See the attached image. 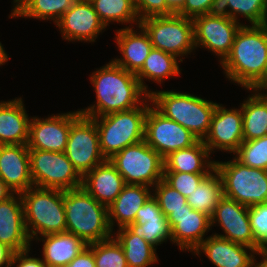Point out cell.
Returning <instances> with one entry per match:
<instances>
[{"label": "cell", "mask_w": 267, "mask_h": 267, "mask_svg": "<svg viewBox=\"0 0 267 267\" xmlns=\"http://www.w3.org/2000/svg\"><path fill=\"white\" fill-rule=\"evenodd\" d=\"M167 6L176 14L183 6L186 0H165Z\"/></svg>", "instance_id": "cell-47"}, {"label": "cell", "mask_w": 267, "mask_h": 267, "mask_svg": "<svg viewBox=\"0 0 267 267\" xmlns=\"http://www.w3.org/2000/svg\"><path fill=\"white\" fill-rule=\"evenodd\" d=\"M62 39L68 42H95L98 35L106 30L89 0H77L56 23Z\"/></svg>", "instance_id": "cell-18"}, {"label": "cell", "mask_w": 267, "mask_h": 267, "mask_svg": "<svg viewBox=\"0 0 267 267\" xmlns=\"http://www.w3.org/2000/svg\"><path fill=\"white\" fill-rule=\"evenodd\" d=\"M261 25H262V27L267 31V5H266L265 16H264V19H263Z\"/></svg>", "instance_id": "cell-51"}, {"label": "cell", "mask_w": 267, "mask_h": 267, "mask_svg": "<svg viewBox=\"0 0 267 267\" xmlns=\"http://www.w3.org/2000/svg\"><path fill=\"white\" fill-rule=\"evenodd\" d=\"M113 236L122 246L128 267H150L158 262L156 248L127 226L113 231Z\"/></svg>", "instance_id": "cell-31"}, {"label": "cell", "mask_w": 267, "mask_h": 267, "mask_svg": "<svg viewBox=\"0 0 267 267\" xmlns=\"http://www.w3.org/2000/svg\"><path fill=\"white\" fill-rule=\"evenodd\" d=\"M134 6L139 20L150 16L175 14L165 0H134Z\"/></svg>", "instance_id": "cell-41"}, {"label": "cell", "mask_w": 267, "mask_h": 267, "mask_svg": "<svg viewBox=\"0 0 267 267\" xmlns=\"http://www.w3.org/2000/svg\"><path fill=\"white\" fill-rule=\"evenodd\" d=\"M109 161L124 178L126 184L154 187L163 180V158L144 140L115 153Z\"/></svg>", "instance_id": "cell-9"}, {"label": "cell", "mask_w": 267, "mask_h": 267, "mask_svg": "<svg viewBox=\"0 0 267 267\" xmlns=\"http://www.w3.org/2000/svg\"><path fill=\"white\" fill-rule=\"evenodd\" d=\"M0 243L15 253L31 247L20 193H14L6 200L0 201Z\"/></svg>", "instance_id": "cell-20"}, {"label": "cell", "mask_w": 267, "mask_h": 267, "mask_svg": "<svg viewBox=\"0 0 267 267\" xmlns=\"http://www.w3.org/2000/svg\"><path fill=\"white\" fill-rule=\"evenodd\" d=\"M30 250L31 247L14 253L10 267H46L43 259L29 256Z\"/></svg>", "instance_id": "cell-43"}, {"label": "cell", "mask_w": 267, "mask_h": 267, "mask_svg": "<svg viewBox=\"0 0 267 267\" xmlns=\"http://www.w3.org/2000/svg\"><path fill=\"white\" fill-rule=\"evenodd\" d=\"M80 115L79 110L58 113L46 118L31 117L29 126V149L64 152L66 149L71 123Z\"/></svg>", "instance_id": "cell-14"}, {"label": "cell", "mask_w": 267, "mask_h": 267, "mask_svg": "<svg viewBox=\"0 0 267 267\" xmlns=\"http://www.w3.org/2000/svg\"><path fill=\"white\" fill-rule=\"evenodd\" d=\"M152 187L126 184L117 198L108 206V222L111 230L126 227L135 222L136 213L152 196Z\"/></svg>", "instance_id": "cell-26"}, {"label": "cell", "mask_w": 267, "mask_h": 267, "mask_svg": "<svg viewBox=\"0 0 267 267\" xmlns=\"http://www.w3.org/2000/svg\"><path fill=\"white\" fill-rule=\"evenodd\" d=\"M64 153L82 177L106 160L100 150L93 118L80 114L71 123Z\"/></svg>", "instance_id": "cell-11"}, {"label": "cell", "mask_w": 267, "mask_h": 267, "mask_svg": "<svg viewBox=\"0 0 267 267\" xmlns=\"http://www.w3.org/2000/svg\"><path fill=\"white\" fill-rule=\"evenodd\" d=\"M198 257L204 253L216 267H254L259 253L241 244L212 234L192 252ZM256 255V256H255Z\"/></svg>", "instance_id": "cell-19"}, {"label": "cell", "mask_w": 267, "mask_h": 267, "mask_svg": "<svg viewBox=\"0 0 267 267\" xmlns=\"http://www.w3.org/2000/svg\"><path fill=\"white\" fill-rule=\"evenodd\" d=\"M263 254L267 257V249L263 252Z\"/></svg>", "instance_id": "cell-52"}, {"label": "cell", "mask_w": 267, "mask_h": 267, "mask_svg": "<svg viewBox=\"0 0 267 267\" xmlns=\"http://www.w3.org/2000/svg\"><path fill=\"white\" fill-rule=\"evenodd\" d=\"M220 64L232 83L245 90L263 89L267 85V31L262 25L243 24Z\"/></svg>", "instance_id": "cell-1"}, {"label": "cell", "mask_w": 267, "mask_h": 267, "mask_svg": "<svg viewBox=\"0 0 267 267\" xmlns=\"http://www.w3.org/2000/svg\"><path fill=\"white\" fill-rule=\"evenodd\" d=\"M232 156L246 166L267 170V135L244 141Z\"/></svg>", "instance_id": "cell-37"}, {"label": "cell", "mask_w": 267, "mask_h": 267, "mask_svg": "<svg viewBox=\"0 0 267 267\" xmlns=\"http://www.w3.org/2000/svg\"><path fill=\"white\" fill-rule=\"evenodd\" d=\"M167 220L171 230L172 244L176 243L175 245L185 252H193L211 230L210 216L204 212L193 210L191 206L172 210L167 216Z\"/></svg>", "instance_id": "cell-17"}, {"label": "cell", "mask_w": 267, "mask_h": 267, "mask_svg": "<svg viewBox=\"0 0 267 267\" xmlns=\"http://www.w3.org/2000/svg\"><path fill=\"white\" fill-rule=\"evenodd\" d=\"M179 60L172 54L152 48L143 67L136 74L142 89L148 95L152 93L151 90H148V85H145V79L162 84L169 77L174 78L178 75L180 76L182 72L179 67Z\"/></svg>", "instance_id": "cell-30"}, {"label": "cell", "mask_w": 267, "mask_h": 267, "mask_svg": "<svg viewBox=\"0 0 267 267\" xmlns=\"http://www.w3.org/2000/svg\"><path fill=\"white\" fill-rule=\"evenodd\" d=\"M27 0H13V8L11 10V14H14Z\"/></svg>", "instance_id": "cell-50"}, {"label": "cell", "mask_w": 267, "mask_h": 267, "mask_svg": "<svg viewBox=\"0 0 267 267\" xmlns=\"http://www.w3.org/2000/svg\"><path fill=\"white\" fill-rule=\"evenodd\" d=\"M223 185L219 173L214 169L186 198L193 210L201 211L210 217L223 197Z\"/></svg>", "instance_id": "cell-32"}, {"label": "cell", "mask_w": 267, "mask_h": 267, "mask_svg": "<svg viewBox=\"0 0 267 267\" xmlns=\"http://www.w3.org/2000/svg\"><path fill=\"white\" fill-rule=\"evenodd\" d=\"M251 230L257 242V252L267 249V202L248 207Z\"/></svg>", "instance_id": "cell-39"}, {"label": "cell", "mask_w": 267, "mask_h": 267, "mask_svg": "<svg viewBox=\"0 0 267 267\" xmlns=\"http://www.w3.org/2000/svg\"><path fill=\"white\" fill-rule=\"evenodd\" d=\"M139 25L149 35L153 48L174 55L181 63L183 56L196 50L193 19L178 14L150 16L140 20Z\"/></svg>", "instance_id": "cell-8"}, {"label": "cell", "mask_w": 267, "mask_h": 267, "mask_svg": "<svg viewBox=\"0 0 267 267\" xmlns=\"http://www.w3.org/2000/svg\"><path fill=\"white\" fill-rule=\"evenodd\" d=\"M210 218L211 230L212 226L217 224L223 230V234L214 233L215 235L257 251V242L251 230L247 206L223 196Z\"/></svg>", "instance_id": "cell-16"}, {"label": "cell", "mask_w": 267, "mask_h": 267, "mask_svg": "<svg viewBox=\"0 0 267 267\" xmlns=\"http://www.w3.org/2000/svg\"><path fill=\"white\" fill-rule=\"evenodd\" d=\"M42 241V259L46 267H66L87 244L78 236L64 232L47 234L34 239Z\"/></svg>", "instance_id": "cell-27"}, {"label": "cell", "mask_w": 267, "mask_h": 267, "mask_svg": "<svg viewBox=\"0 0 267 267\" xmlns=\"http://www.w3.org/2000/svg\"><path fill=\"white\" fill-rule=\"evenodd\" d=\"M193 23L195 49L201 47L212 51L220 58V63L230 53L234 37L243 25L218 11L197 16Z\"/></svg>", "instance_id": "cell-12"}, {"label": "cell", "mask_w": 267, "mask_h": 267, "mask_svg": "<svg viewBox=\"0 0 267 267\" xmlns=\"http://www.w3.org/2000/svg\"><path fill=\"white\" fill-rule=\"evenodd\" d=\"M126 185L115 166L106 159L82 177V187L99 203L107 207Z\"/></svg>", "instance_id": "cell-24"}, {"label": "cell", "mask_w": 267, "mask_h": 267, "mask_svg": "<svg viewBox=\"0 0 267 267\" xmlns=\"http://www.w3.org/2000/svg\"><path fill=\"white\" fill-rule=\"evenodd\" d=\"M96 93V102L80 114L100 117L128 111L140 106L149 95L142 89L136 75L116 65L112 59L90 75Z\"/></svg>", "instance_id": "cell-2"}, {"label": "cell", "mask_w": 267, "mask_h": 267, "mask_svg": "<svg viewBox=\"0 0 267 267\" xmlns=\"http://www.w3.org/2000/svg\"><path fill=\"white\" fill-rule=\"evenodd\" d=\"M97 12L100 20L107 27L111 22L127 24L126 28L139 25V18L135 10L134 0H89ZM136 25H132V24Z\"/></svg>", "instance_id": "cell-33"}, {"label": "cell", "mask_w": 267, "mask_h": 267, "mask_svg": "<svg viewBox=\"0 0 267 267\" xmlns=\"http://www.w3.org/2000/svg\"><path fill=\"white\" fill-rule=\"evenodd\" d=\"M267 0H219L217 11L239 22L243 16L251 25H261Z\"/></svg>", "instance_id": "cell-35"}, {"label": "cell", "mask_w": 267, "mask_h": 267, "mask_svg": "<svg viewBox=\"0 0 267 267\" xmlns=\"http://www.w3.org/2000/svg\"><path fill=\"white\" fill-rule=\"evenodd\" d=\"M249 91L253 94L251 93L240 104L244 141L267 135V93H264V89H249Z\"/></svg>", "instance_id": "cell-29"}, {"label": "cell", "mask_w": 267, "mask_h": 267, "mask_svg": "<svg viewBox=\"0 0 267 267\" xmlns=\"http://www.w3.org/2000/svg\"><path fill=\"white\" fill-rule=\"evenodd\" d=\"M144 141L164 159L172 152L191 147L198 139L151 103L145 118Z\"/></svg>", "instance_id": "cell-13"}, {"label": "cell", "mask_w": 267, "mask_h": 267, "mask_svg": "<svg viewBox=\"0 0 267 267\" xmlns=\"http://www.w3.org/2000/svg\"><path fill=\"white\" fill-rule=\"evenodd\" d=\"M208 174H194L185 172H164L163 180L184 197L196 190L197 186Z\"/></svg>", "instance_id": "cell-40"}, {"label": "cell", "mask_w": 267, "mask_h": 267, "mask_svg": "<svg viewBox=\"0 0 267 267\" xmlns=\"http://www.w3.org/2000/svg\"><path fill=\"white\" fill-rule=\"evenodd\" d=\"M9 60V56L0 42V66L4 65Z\"/></svg>", "instance_id": "cell-48"}, {"label": "cell", "mask_w": 267, "mask_h": 267, "mask_svg": "<svg viewBox=\"0 0 267 267\" xmlns=\"http://www.w3.org/2000/svg\"><path fill=\"white\" fill-rule=\"evenodd\" d=\"M0 178L13 193L33 187L27 145H0Z\"/></svg>", "instance_id": "cell-21"}, {"label": "cell", "mask_w": 267, "mask_h": 267, "mask_svg": "<svg viewBox=\"0 0 267 267\" xmlns=\"http://www.w3.org/2000/svg\"><path fill=\"white\" fill-rule=\"evenodd\" d=\"M87 246L93 251L96 267H128L122 246L114 236Z\"/></svg>", "instance_id": "cell-36"}, {"label": "cell", "mask_w": 267, "mask_h": 267, "mask_svg": "<svg viewBox=\"0 0 267 267\" xmlns=\"http://www.w3.org/2000/svg\"><path fill=\"white\" fill-rule=\"evenodd\" d=\"M14 193L12 190L5 184V182L0 178V201L6 200Z\"/></svg>", "instance_id": "cell-46"}, {"label": "cell", "mask_w": 267, "mask_h": 267, "mask_svg": "<svg viewBox=\"0 0 267 267\" xmlns=\"http://www.w3.org/2000/svg\"><path fill=\"white\" fill-rule=\"evenodd\" d=\"M148 97L140 106L116 113L93 118L99 136V146L105 159L127 146L144 140L145 118L151 105Z\"/></svg>", "instance_id": "cell-5"}, {"label": "cell", "mask_w": 267, "mask_h": 267, "mask_svg": "<svg viewBox=\"0 0 267 267\" xmlns=\"http://www.w3.org/2000/svg\"><path fill=\"white\" fill-rule=\"evenodd\" d=\"M29 156L35 187L63 191L82 187V176L64 152L29 149Z\"/></svg>", "instance_id": "cell-10"}, {"label": "cell", "mask_w": 267, "mask_h": 267, "mask_svg": "<svg viewBox=\"0 0 267 267\" xmlns=\"http://www.w3.org/2000/svg\"><path fill=\"white\" fill-rule=\"evenodd\" d=\"M219 0H186L176 13L190 19L217 11Z\"/></svg>", "instance_id": "cell-42"}, {"label": "cell", "mask_w": 267, "mask_h": 267, "mask_svg": "<svg viewBox=\"0 0 267 267\" xmlns=\"http://www.w3.org/2000/svg\"><path fill=\"white\" fill-rule=\"evenodd\" d=\"M202 140L191 147L170 153L163 159L164 172L209 174L215 169V160Z\"/></svg>", "instance_id": "cell-28"}, {"label": "cell", "mask_w": 267, "mask_h": 267, "mask_svg": "<svg viewBox=\"0 0 267 267\" xmlns=\"http://www.w3.org/2000/svg\"><path fill=\"white\" fill-rule=\"evenodd\" d=\"M66 232L87 245L113 236L108 222V207L99 203L83 187L62 190Z\"/></svg>", "instance_id": "cell-3"}, {"label": "cell", "mask_w": 267, "mask_h": 267, "mask_svg": "<svg viewBox=\"0 0 267 267\" xmlns=\"http://www.w3.org/2000/svg\"><path fill=\"white\" fill-rule=\"evenodd\" d=\"M21 199L31 241L43 235L66 232L62 190L33 186L21 193Z\"/></svg>", "instance_id": "cell-6"}, {"label": "cell", "mask_w": 267, "mask_h": 267, "mask_svg": "<svg viewBox=\"0 0 267 267\" xmlns=\"http://www.w3.org/2000/svg\"><path fill=\"white\" fill-rule=\"evenodd\" d=\"M77 0H27L9 18H36L57 23L63 14L72 8Z\"/></svg>", "instance_id": "cell-34"}, {"label": "cell", "mask_w": 267, "mask_h": 267, "mask_svg": "<svg viewBox=\"0 0 267 267\" xmlns=\"http://www.w3.org/2000/svg\"><path fill=\"white\" fill-rule=\"evenodd\" d=\"M265 92H267V85L263 88Z\"/></svg>", "instance_id": "cell-53"}, {"label": "cell", "mask_w": 267, "mask_h": 267, "mask_svg": "<svg viewBox=\"0 0 267 267\" xmlns=\"http://www.w3.org/2000/svg\"><path fill=\"white\" fill-rule=\"evenodd\" d=\"M66 267H96L93 251L85 247Z\"/></svg>", "instance_id": "cell-44"}, {"label": "cell", "mask_w": 267, "mask_h": 267, "mask_svg": "<svg viewBox=\"0 0 267 267\" xmlns=\"http://www.w3.org/2000/svg\"><path fill=\"white\" fill-rule=\"evenodd\" d=\"M137 28L125 27L115 30V42L122 55L112 60L116 65L135 75L141 70L153 48L149 35L140 25Z\"/></svg>", "instance_id": "cell-22"}, {"label": "cell", "mask_w": 267, "mask_h": 267, "mask_svg": "<svg viewBox=\"0 0 267 267\" xmlns=\"http://www.w3.org/2000/svg\"><path fill=\"white\" fill-rule=\"evenodd\" d=\"M20 97L0 101V145H27L29 118Z\"/></svg>", "instance_id": "cell-25"}, {"label": "cell", "mask_w": 267, "mask_h": 267, "mask_svg": "<svg viewBox=\"0 0 267 267\" xmlns=\"http://www.w3.org/2000/svg\"><path fill=\"white\" fill-rule=\"evenodd\" d=\"M14 253L11 248L0 243V267H10Z\"/></svg>", "instance_id": "cell-45"}, {"label": "cell", "mask_w": 267, "mask_h": 267, "mask_svg": "<svg viewBox=\"0 0 267 267\" xmlns=\"http://www.w3.org/2000/svg\"><path fill=\"white\" fill-rule=\"evenodd\" d=\"M127 227L155 248L166 243L167 240L172 242L167 217L163 214L153 195L137 211L135 222L130 223Z\"/></svg>", "instance_id": "cell-23"}, {"label": "cell", "mask_w": 267, "mask_h": 267, "mask_svg": "<svg viewBox=\"0 0 267 267\" xmlns=\"http://www.w3.org/2000/svg\"><path fill=\"white\" fill-rule=\"evenodd\" d=\"M262 257L260 262L258 263L257 259L255 260L254 267H267V257L262 253L259 254ZM257 261V262H256Z\"/></svg>", "instance_id": "cell-49"}, {"label": "cell", "mask_w": 267, "mask_h": 267, "mask_svg": "<svg viewBox=\"0 0 267 267\" xmlns=\"http://www.w3.org/2000/svg\"><path fill=\"white\" fill-rule=\"evenodd\" d=\"M152 192L153 197L157 200L160 209L166 217L172 210L185 209L189 206L186 197L173 189L164 180L158 181L152 188Z\"/></svg>", "instance_id": "cell-38"}, {"label": "cell", "mask_w": 267, "mask_h": 267, "mask_svg": "<svg viewBox=\"0 0 267 267\" xmlns=\"http://www.w3.org/2000/svg\"><path fill=\"white\" fill-rule=\"evenodd\" d=\"M211 156L214 150L234 154L244 142L241 106L227 109L217 103L209 132L203 140Z\"/></svg>", "instance_id": "cell-15"}, {"label": "cell", "mask_w": 267, "mask_h": 267, "mask_svg": "<svg viewBox=\"0 0 267 267\" xmlns=\"http://www.w3.org/2000/svg\"><path fill=\"white\" fill-rule=\"evenodd\" d=\"M149 97L152 105L165 117L189 130L198 140H204L209 132L216 102L173 90L152 91Z\"/></svg>", "instance_id": "cell-4"}, {"label": "cell", "mask_w": 267, "mask_h": 267, "mask_svg": "<svg viewBox=\"0 0 267 267\" xmlns=\"http://www.w3.org/2000/svg\"><path fill=\"white\" fill-rule=\"evenodd\" d=\"M215 170L225 197L247 207L267 202V170L246 166L234 156L227 162L215 161Z\"/></svg>", "instance_id": "cell-7"}]
</instances>
